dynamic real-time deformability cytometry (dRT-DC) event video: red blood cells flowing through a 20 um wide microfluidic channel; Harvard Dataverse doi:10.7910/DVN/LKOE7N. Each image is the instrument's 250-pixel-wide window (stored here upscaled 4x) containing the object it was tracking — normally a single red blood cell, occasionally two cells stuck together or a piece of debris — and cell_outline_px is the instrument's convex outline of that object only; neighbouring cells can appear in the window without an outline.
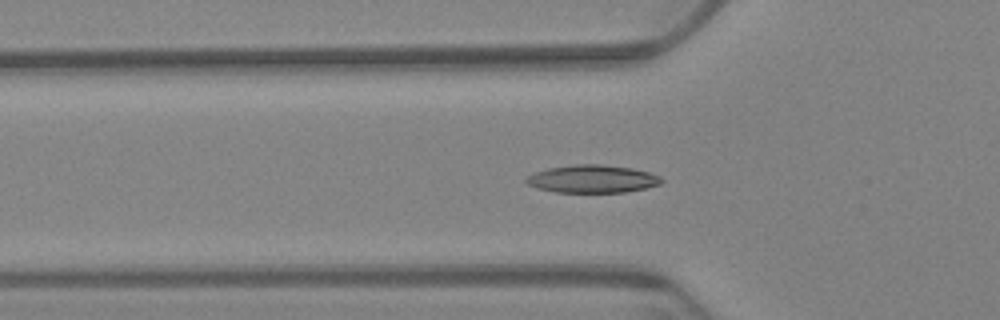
{"species": "Egyptian fruit bat (a non-hibernating species)", "species_latin": "Rousettus aegyptiacus", "temperature_condition": "warm", "stored_images_in_passage": 62, "camera_frame_rate_fps": 3000, "um_per_image_px": 0.085, "animal": {"sex": "female"}, "frame": {"image": 1, "passage_image": 21, "time_ms": 6.667, "image_size_px": [1000, 320], "cell_outline_px": [[664, 180], [660, 184], [648, 188], [624, 192], [556, 192], [536, 188], [528, 184], [524, 180], [528, 176], [536, 172], [548, 168], [576, 164], [600, 164], [632, 168], [648, 172], [660, 176]], "centroid_in_image_um": [50.37, 15.21], "position_along_channel_um": 75.4, "area_um2": 21.91}}
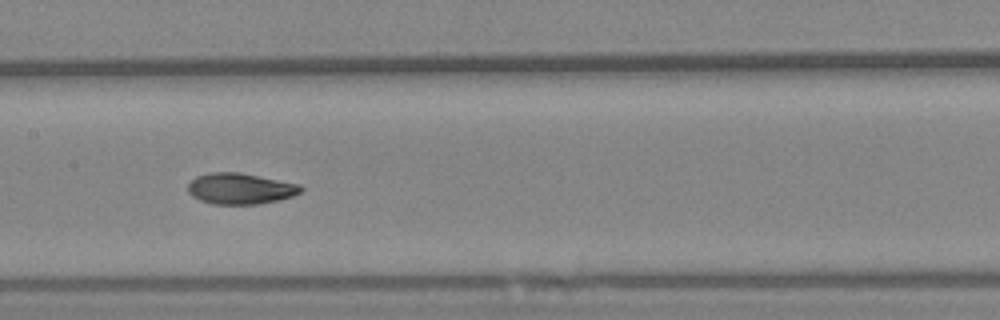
{"frame": {"image": 2, "passage_image": 31, "time_ms": 10.0, "image_size_px": [1000, 320], "cell_outline_px": [[304, 188], [300, 192], [292, 196], [280, 200], [256, 204], [212, 204], [200, 200], [192, 196], [188, 192], [188, 184], [196, 176], [208, 172], [240, 172], [300, 184]], "centroid_in_image_um": [20.42, 16.03], "position_along_channel_um": 187.0, "area_um2": 20.52}}
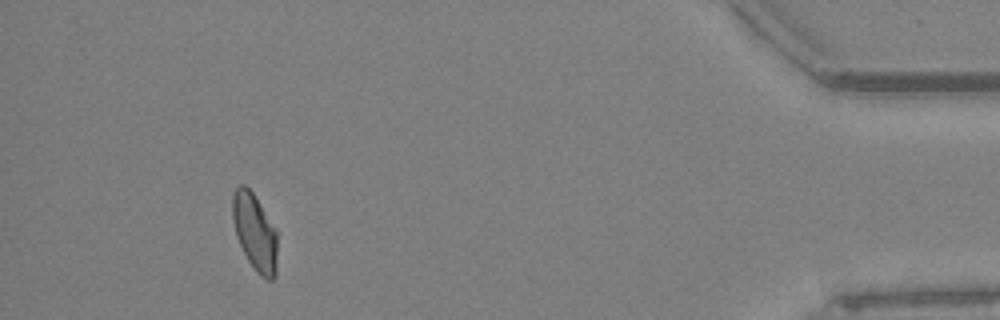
{"frame": {"image": 3, "passage_image": 57, "time_ms": 18.667, "image_size_px": [1000, 320], "cell_outline_px": [[276, 276], [272, 280], [268, 280], [260, 276], [256, 272], [248, 260], [236, 236], [232, 220], [232, 196], [236, 188], [240, 184], [244, 184], [252, 192], [276, 228]], "centroid_in_image_um": [21.65, 19.74], "position_along_channel_um": 413.6, "area_um2": 20.06}, "authors_computed_cell_mechanics": {"area_um2": 20.4901, "velocity_mm_per_s": 3.3442, "shape_relaxation_time_tau1_ms": 6.0945, "shape_relaxation_time_tau2_ms": 2.1143, "deformation_change_tau1": 0.1686, "deformation_change_tau2": 0.0538}}